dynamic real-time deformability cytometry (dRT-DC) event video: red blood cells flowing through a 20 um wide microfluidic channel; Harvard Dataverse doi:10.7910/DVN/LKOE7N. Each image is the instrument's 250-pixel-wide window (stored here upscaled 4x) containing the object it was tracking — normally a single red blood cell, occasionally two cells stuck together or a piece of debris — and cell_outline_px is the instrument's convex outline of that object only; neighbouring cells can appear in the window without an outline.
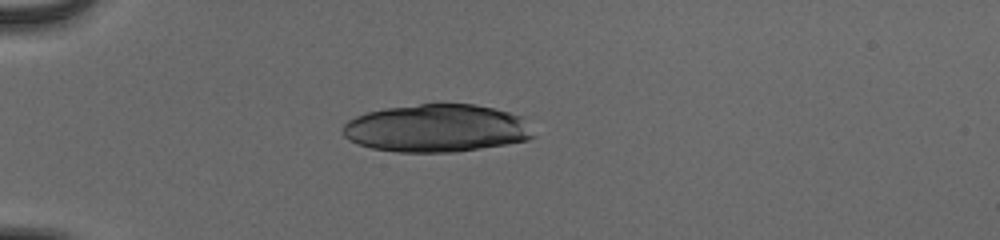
{"species": "human", "species_latin": "Homo sapiens", "temperature_condition": "cold", "stored_images_in_passage": 38, "camera_frame_rate_fps": 3000, "um_per_image_px": 0.085, "donor": {"sex": "male"}, "frame": {"image": 1, "passage_image": 1, "time_ms": 0.0, "image_size_px": [1000, 240], "cell_outline_px": [[536, 136], [528, 140], [456, 152], [396, 152], [372, 148], [348, 140], [344, 136], [344, 124], [348, 120], [356, 116], [368, 112], [384, 108], [420, 104], [476, 104], [508, 112], [520, 116]], "centroid_in_image_um": [37.09, 10.9], "position_along_channel_um": 47.9, "area_um2": 52.77}}